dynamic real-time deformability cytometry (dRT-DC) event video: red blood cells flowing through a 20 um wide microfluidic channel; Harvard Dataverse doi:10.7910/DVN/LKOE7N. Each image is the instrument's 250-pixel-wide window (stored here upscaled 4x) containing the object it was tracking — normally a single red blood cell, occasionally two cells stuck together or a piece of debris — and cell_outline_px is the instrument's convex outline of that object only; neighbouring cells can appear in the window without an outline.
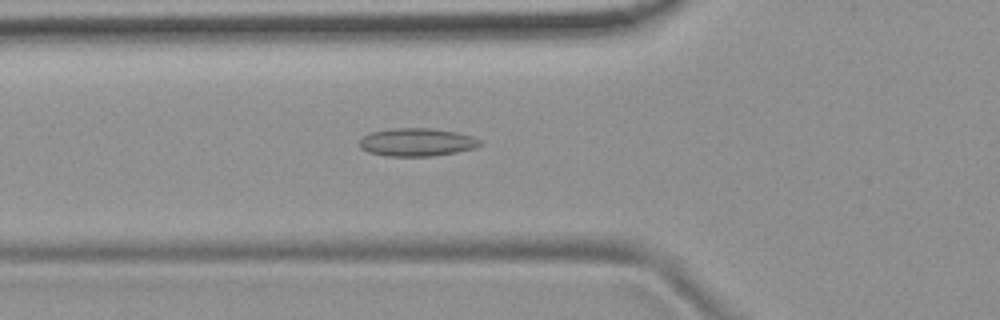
{"species": "common noctule bat (a hibernating species)", "species_latin": "Nyctalus noctula", "temperature_condition": "room temperature", "stored_images_in_passage": 52, "camera_frame_rate_fps": 3000, "um_per_image_px": 0.085, "animal": {"sex": "female", "body_mass_g": 19.9}, "frame": {"image": 1, "passage_image": 18, "time_ms": 5.667, "image_size_px": [1000, 320], "cell_outline_px": [[480, 144], [476, 148], [456, 152], [432, 156], [388, 156], [368, 152], [360, 148], [356, 144], [364, 136], [372, 132], [392, 128], [432, 128], [456, 132], [472, 136], [480, 140]], "centroid_in_image_um": [35.41, 12.09], "position_along_channel_um": 90.4, "area_um2": 19.71}}
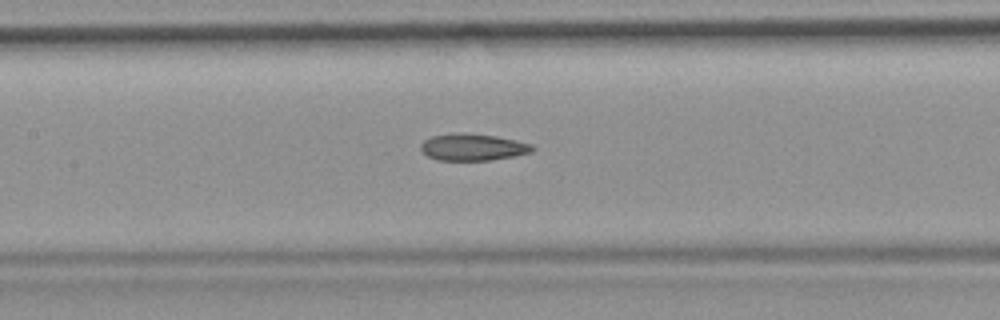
{"frame": {"image": 2, "passage_image": 24, "time_ms": 7.667, "image_size_px": [1000, 320], "cell_outline_px": [[536, 148], [532, 152], [512, 156], [488, 160], [436, 160], [428, 156], [420, 148], [420, 144], [424, 140], [432, 136], [460, 132], [496, 136], [516, 140], [532, 144]], "centroid_in_image_um": [40.19, 12.5], "position_along_channel_um": 167.2, "area_um2": 17.4}}
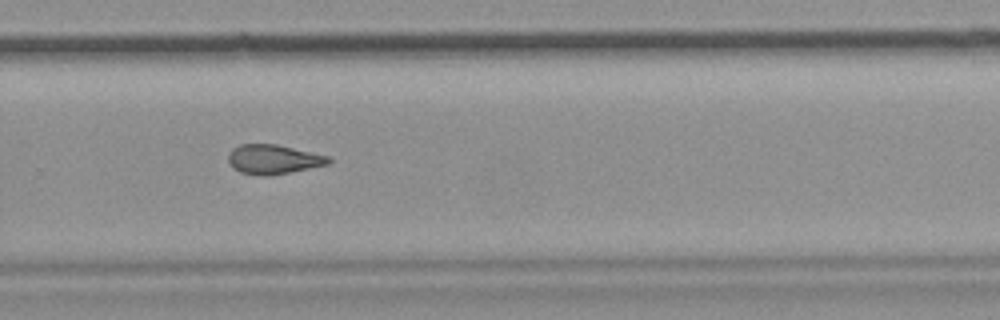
{"frame": {"image": 3, "passage_image": 35, "time_ms": 11.333, "image_size_px": [1000, 320], "cell_outline_px": [[332, 160], [328, 164], [268, 176], [256, 176], [240, 172], [232, 168], [228, 164], [228, 152], [232, 148], [240, 144], [276, 144], [332, 156]], "centroid_in_image_um": [23.21, 13.54], "position_along_channel_um": 306.6, "area_um2": 17.46}, "authors_computed_cell_mechanics": {"area_um2": 17.9758, "velocity_mm_per_s": 3.8254, "shape_relaxation_time_tau1_ms": null, "shape_relaxation_time_tau2_ms": 3.7404, "deformation_change_tau1": null, "deformation_change_tau2": 0.113}}